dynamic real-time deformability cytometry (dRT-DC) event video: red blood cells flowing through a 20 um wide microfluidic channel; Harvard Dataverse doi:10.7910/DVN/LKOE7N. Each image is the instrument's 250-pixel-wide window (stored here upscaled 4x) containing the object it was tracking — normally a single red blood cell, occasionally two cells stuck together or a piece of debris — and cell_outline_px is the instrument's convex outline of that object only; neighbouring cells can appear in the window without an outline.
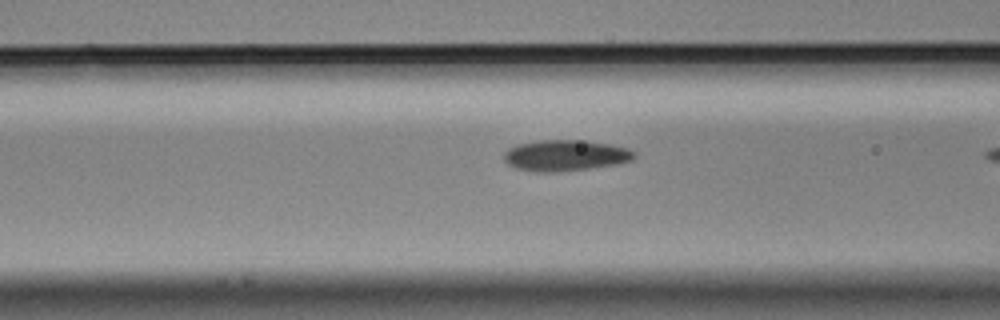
{"species": "Egyptian fruit bat (a non-hibernating species)", "species_latin": "Rousettus aegyptiacus", "temperature_condition": "cold", "stored_images_in_passage": 17, "camera_frame_rate_fps": 3000, "um_per_image_px": 0.085, "animal": {"sex": "male"}, "frame": {"image": 1, "passage_image": 15, "time_ms": 4.667, "image_size_px": [1000, 320], "cell_outline_px": [[636, 156], [632, 160], [620, 164], [556, 172], [536, 172], [516, 168], [508, 164], [504, 160], [504, 152], [508, 148], [516, 144], [540, 140], [584, 140], [612, 144], [628, 148], [636, 152]], "centroid_in_image_um": [48.07, 13.2], "position_along_channel_um": 118.5, "area_um2": 23.81}}